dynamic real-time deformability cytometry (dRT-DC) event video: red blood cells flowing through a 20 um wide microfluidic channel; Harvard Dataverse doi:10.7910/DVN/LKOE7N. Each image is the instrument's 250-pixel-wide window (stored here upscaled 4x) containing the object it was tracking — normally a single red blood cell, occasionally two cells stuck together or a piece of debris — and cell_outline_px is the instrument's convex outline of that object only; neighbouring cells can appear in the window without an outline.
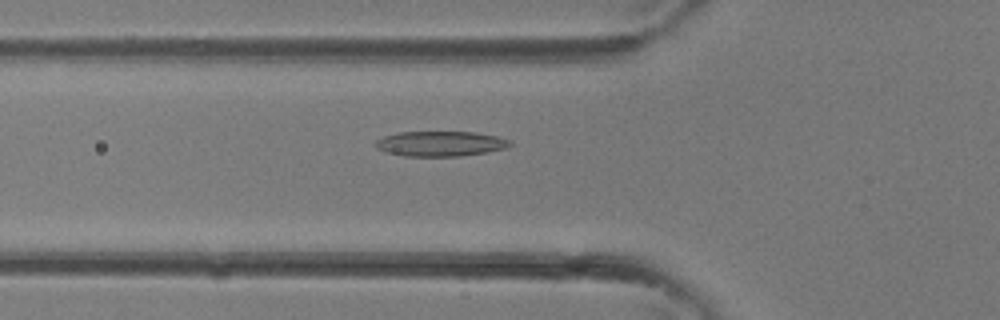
{"species": "common noctule bat (a hibernating species)", "species_latin": "Nyctalus noctula", "temperature_condition": "room temperature", "stored_images_in_passage": 37, "camera_frame_rate_fps": 3000, "um_per_image_px": 0.085, "animal": {"sex": "female"}, "frame": {"image": 1, "passage_image": 13, "time_ms": 4.0, "image_size_px": [1000, 320], "cell_outline_px": [[512, 144], [508, 148], [488, 152], [460, 156], [404, 156], [384, 152], [376, 148], [372, 144], [376, 140], [384, 136], [400, 132], [476, 132], [496, 136], [512, 140]], "centroid_in_image_um": [37.44, 12.22], "position_along_channel_um": 88.4, "area_um2": 19.94}}
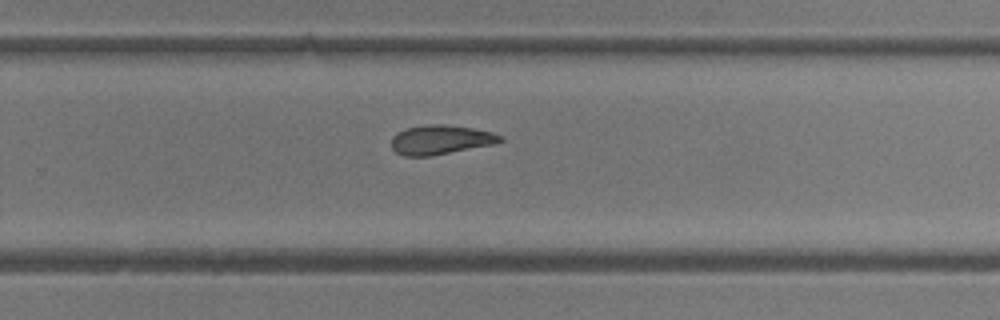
{"frame": {"image": 2, "passage_image": 24, "time_ms": 7.667, "image_size_px": [1000, 320], "cell_outline_px": [[504, 140], [496, 144], [432, 156], [404, 156], [396, 152], [392, 148], [392, 136], [396, 132], [408, 128], [432, 124], [444, 124], [472, 128], [492, 132], [504, 136]], "centroid_in_image_um": [37.49, 11.89], "position_along_channel_um": 292.3, "area_um2": 18.73}}
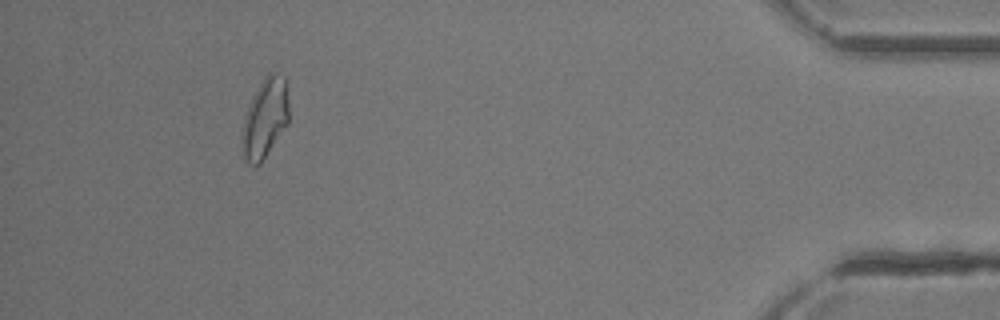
{"frame": {"image": 3, "passage_image": 34, "time_ms": 11.0, "image_size_px": [1000, 320], "cell_outline_px": [[288, 124], [260, 164], [252, 164], [244, 156], [244, 116], [264, 76], [268, 72], [276, 72], [284, 76], [288, 100]], "centroid_in_image_um": [22.58, 9.99], "position_along_channel_um": 412.6, "area_um2": 20.87}}